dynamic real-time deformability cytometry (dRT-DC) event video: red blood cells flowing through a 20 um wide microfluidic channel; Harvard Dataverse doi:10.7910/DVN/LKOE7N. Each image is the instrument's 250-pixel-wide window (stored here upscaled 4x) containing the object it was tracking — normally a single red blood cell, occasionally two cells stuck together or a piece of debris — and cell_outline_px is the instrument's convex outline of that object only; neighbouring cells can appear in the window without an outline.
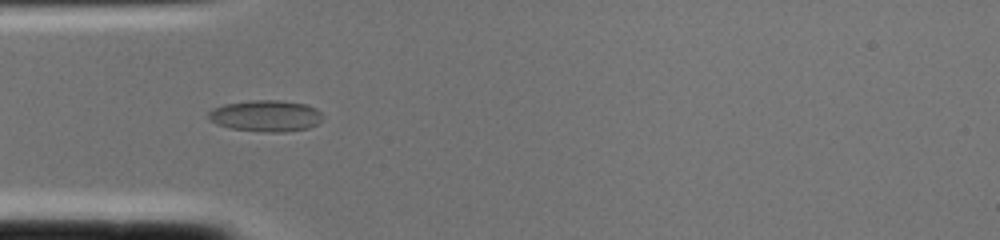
{"species": "common noctule bat (a hibernating species)", "species_latin": "Nyctalus noctula", "temperature_condition": "cold", "stored_images_in_passage": 2, "camera_frame_rate_fps": 3000, "um_per_image_px": 0.085, "animal": {"sex": "female", "body_mass_g": 22.0, "forearm_length_mm": 56.7}, "frame": {"image": 1, "passage_image": 2, "time_ms": 0.333, "image_size_px": [1000, 240], "cell_outline_px": [[324, 116], [316, 124], [308, 128], [284, 132], [264, 132], [228, 128], [216, 124], [208, 120], [208, 112], [212, 108], [224, 104], [252, 100], [280, 100], [308, 104], [316, 108]], "centroid_in_image_um": [22.57, 9.84], "position_along_channel_um": 62.4, "area_um2": 21.15}}